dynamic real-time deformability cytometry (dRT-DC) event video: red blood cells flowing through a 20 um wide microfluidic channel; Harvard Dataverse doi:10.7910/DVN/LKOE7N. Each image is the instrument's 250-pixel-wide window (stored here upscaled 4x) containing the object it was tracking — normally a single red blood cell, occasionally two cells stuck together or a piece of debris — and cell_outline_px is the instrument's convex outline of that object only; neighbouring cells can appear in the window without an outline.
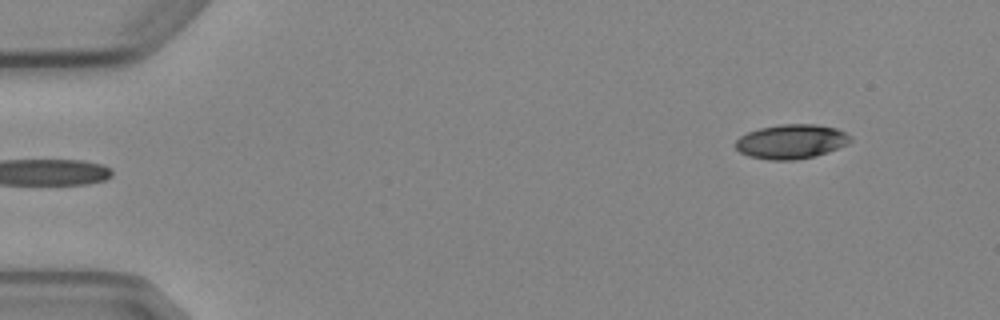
{"species": "Egyptian fruit bat (a non-hibernating species)", "species_latin": "Rousettus aegyptiacus", "temperature_condition": "cold", "stored_images_in_passage": 2, "camera_frame_rate_fps": 3000, "um_per_image_px": 0.085, "animal": {"sex": "female"}, "frame": {"image": 1, "passage_image": 2, "time_ms": 1.0, "image_size_px": [1000, 320], "cell_outline_px": [[852, 140], [848, 144], [828, 152], [816, 156], [796, 160], [772, 160], [748, 156], [740, 152], [732, 144], [740, 136], [748, 132], [760, 128], [780, 124], [816, 124], [836, 128], [852, 136]], "centroid_in_image_um": [67.26, 12.03], "position_along_channel_um": 17.7, "area_um2": 23.24}}